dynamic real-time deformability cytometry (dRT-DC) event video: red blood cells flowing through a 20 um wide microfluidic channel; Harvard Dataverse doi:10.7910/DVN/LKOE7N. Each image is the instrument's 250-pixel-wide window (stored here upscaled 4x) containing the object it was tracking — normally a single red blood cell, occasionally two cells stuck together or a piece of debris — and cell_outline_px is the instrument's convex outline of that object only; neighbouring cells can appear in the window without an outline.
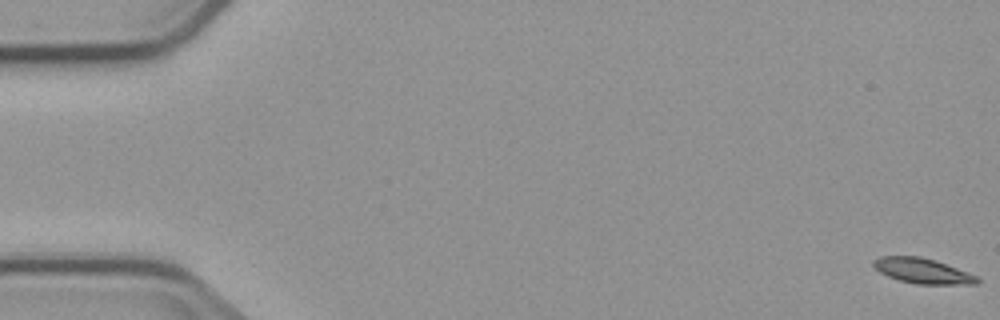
{"species": "common noctule bat (a hibernating species)", "species_latin": "Nyctalus noctula", "temperature_condition": "cold", "stored_images_in_passage": 4, "camera_frame_rate_fps": 3000, "um_per_image_px": 0.085, "animal": {"sex": "male", "body_mass_g": 23.1, "forearm_length_mm": 52.7}, "frame": {"image": 1, "passage_image": 1, "time_ms": 0.0, "image_size_px": [1000, 320], "cell_outline_px": [[980, 284], [916, 284], [900, 280], [888, 276], [880, 272], [872, 264], [872, 260], [880, 256], [920, 256], [936, 260], [976, 276], [980, 280]], "centroid_in_image_um": [78.4, 23.02], "position_along_channel_um": 6.6, "area_um2": 15.14}}